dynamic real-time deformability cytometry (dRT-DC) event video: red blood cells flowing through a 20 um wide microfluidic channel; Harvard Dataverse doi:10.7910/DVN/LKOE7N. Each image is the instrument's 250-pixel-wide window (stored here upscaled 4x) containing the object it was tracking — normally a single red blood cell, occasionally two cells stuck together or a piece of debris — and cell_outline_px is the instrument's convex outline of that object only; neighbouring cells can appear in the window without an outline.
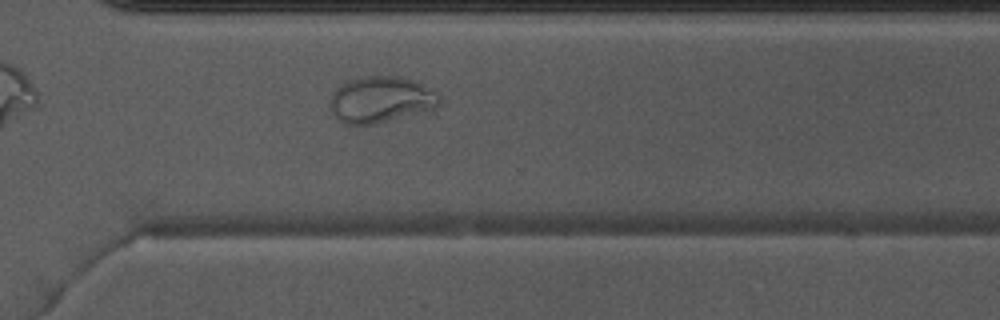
{"species": "Egyptian fruit bat (a non-hibernating species)", "species_latin": "Rousettus aegyptiacus", "temperature_condition": "warm", "stored_images_in_passage": 31, "camera_frame_rate_fps": 3000, "um_per_image_px": 0.085, "animal": {"sex": "male"}, "frame": {"image": 1, "passage_image": 22, "time_ms": 7.0, "image_size_px": [1000, 320], "cell_outline_px": [[440, 104], [436, 108], [372, 124], [344, 124], [336, 120], [332, 112], [328, 100], [332, 92], [344, 80], [356, 76], [400, 76], [412, 80], [432, 88], [440, 92]], "centroid_in_image_um": [32.33, 8.43], "position_along_channel_um": 338.3, "area_um2": 30.0}}